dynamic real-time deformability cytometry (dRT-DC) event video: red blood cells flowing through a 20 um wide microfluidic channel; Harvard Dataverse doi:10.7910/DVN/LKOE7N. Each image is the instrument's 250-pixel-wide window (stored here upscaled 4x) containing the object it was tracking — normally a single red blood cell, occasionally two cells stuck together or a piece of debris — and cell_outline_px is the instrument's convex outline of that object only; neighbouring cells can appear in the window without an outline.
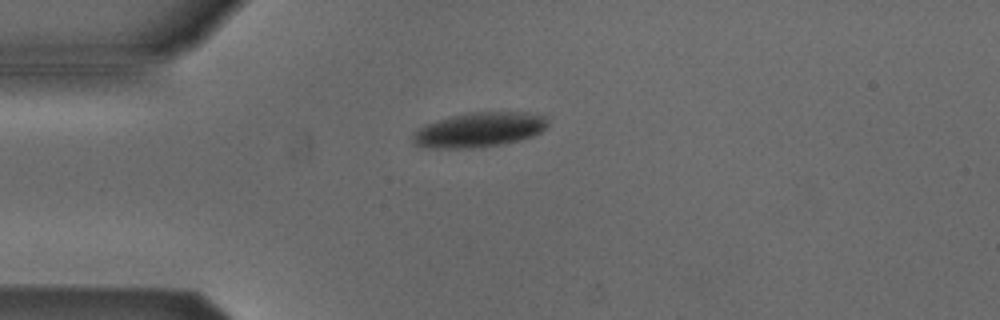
{"species": "Egyptian fruit bat (a non-hibernating species)", "species_latin": "Rousettus aegyptiacus", "temperature_condition": "cold", "stored_images_in_passage": 4, "camera_frame_rate_fps": 3000, "um_per_image_px": 0.085, "animal": {"sex": "male"}, "frame": {"image": 1, "passage_image": 1, "time_ms": 0.0, "image_size_px": [1000, 320], "cell_outline_px": [[548, 124], [540, 132], [532, 136], [520, 140], [480, 148], [432, 148], [416, 144], [412, 140], [412, 136], [424, 124], [452, 116], [468, 112], [528, 112], [544, 116], [548, 120]], "centroid_in_image_um": [40.75, 11.03], "position_along_channel_um": 44.3, "area_um2": 27.17}}
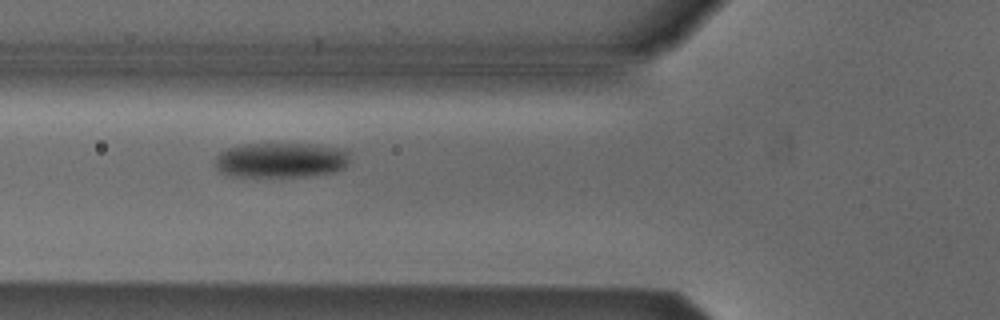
{"frame": {"image": 2, "passage_image": 3, "time_ms": 2.0, "image_size_px": [1000, 320], "cell_outline_px": [[348, 164], [344, 168], [332, 172], [304, 176], [232, 176], [220, 172], [216, 168], [212, 160], [220, 152], [228, 148], [240, 144], [316, 144], [344, 148], [348, 152]], "centroid_in_image_um": [23.85, 13.59], "position_along_channel_um": 102.0, "area_um2": 27.74}}
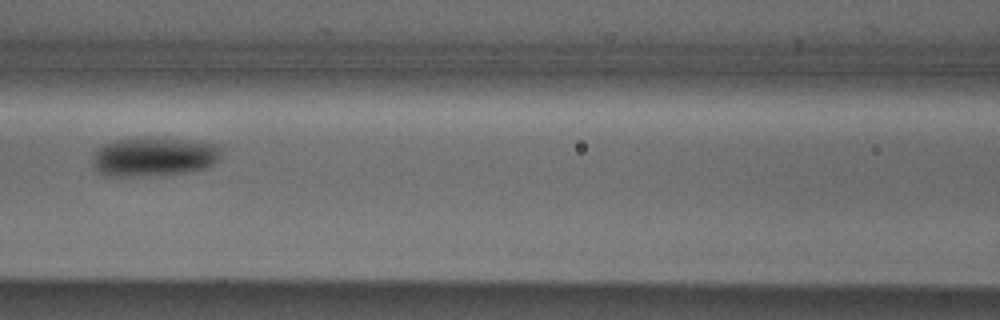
{"frame": {"image": 3, "passage_image": 4, "time_ms": 3.333, "image_size_px": [1000, 320], "cell_outline_px": [[220, 156], [212, 164], [204, 168], [184, 172], [140, 176], [104, 176], [96, 172], [92, 160], [96, 152], [104, 144], [116, 140], [136, 136], [148, 136], [184, 140], [216, 144], [220, 148]], "centroid_in_image_um": [13.01, 13.3], "position_along_channel_um": 153.6, "area_um2": 29.3}}